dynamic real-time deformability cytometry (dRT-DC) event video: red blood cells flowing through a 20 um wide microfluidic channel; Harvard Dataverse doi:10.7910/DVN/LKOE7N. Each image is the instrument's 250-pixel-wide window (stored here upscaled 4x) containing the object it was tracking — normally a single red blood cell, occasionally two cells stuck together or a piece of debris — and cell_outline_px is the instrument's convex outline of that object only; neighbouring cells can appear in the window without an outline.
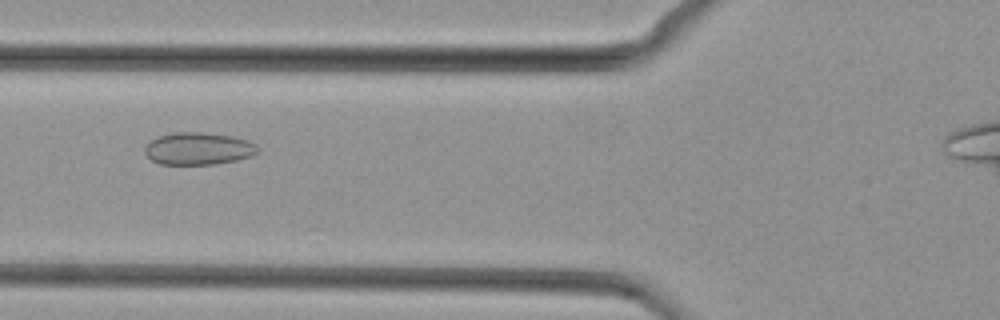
{"species": "common noctule bat (a hibernating species)", "species_latin": "Nyctalus noctula", "temperature_condition": "cold", "stored_images_in_passage": 31, "camera_frame_rate_fps": 3000, "um_per_image_px": 0.085, "animal": {"sex": "female", "body_mass_g": 29.2, "forearm_length_mm": 56.3}, "frame": {"image": 1, "passage_image": 6, "time_ms": 1.667, "image_size_px": [1000, 320], "cell_outline_px": [[256, 152], [252, 156], [236, 160], [212, 164], [160, 164], [152, 160], [144, 152], [144, 148], [152, 140], [160, 136], [176, 132], [200, 132], [232, 136], [248, 140], [256, 144]], "centroid_in_image_um": [16.86, 12.63], "position_along_channel_um": 108.9, "area_um2": 20.98}}
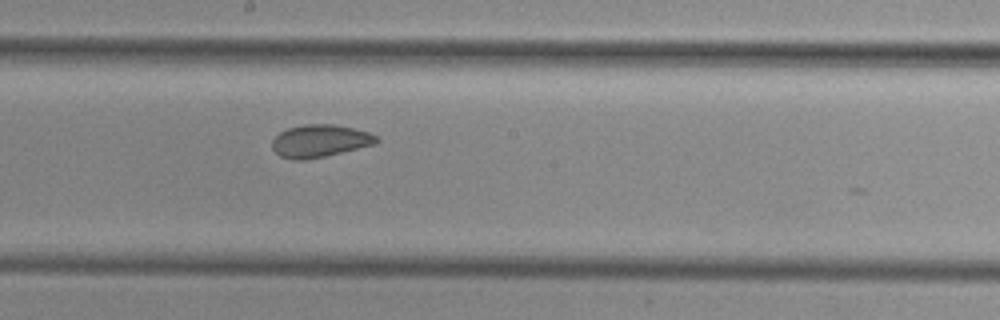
{"frame": {"image": 2, "passage_image": 14, "time_ms": 4.333, "image_size_px": [1000, 320], "cell_outline_px": [[380, 140], [376, 144], [324, 156], [304, 160], [296, 160], [280, 156], [272, 148], [272, 140], [280, 132], [288, 128], [304, 124], [332, 124], [352, 128], [368, 132], [376, 136]], "centroid_in_image_um": [27.18, 11.97], "position_along_channel_um": 221.0, "area_um2": 19.59}}
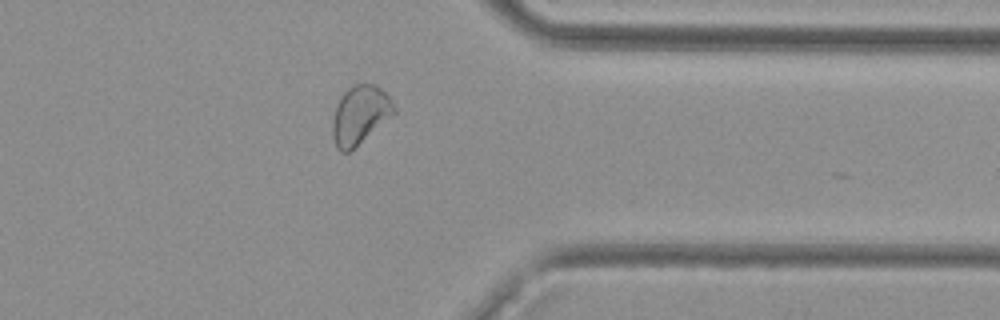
{"frame": {"image": 3, "passage_image": 26, "time_ms": 8.333, "image_size_px": [1000, 320], "cell_outline_px": [[396, 112], [348, 152], [340, 152], [336, 148], [332, 136], [332, 120], [336, 104], [340, 96], [352, 84], [376, 84], [392, 100], [396, 108]], "centroid_in_image_um": [30.56, 9.75], "position_along_channel_um": 380.8, "area_um2": 20.87}}